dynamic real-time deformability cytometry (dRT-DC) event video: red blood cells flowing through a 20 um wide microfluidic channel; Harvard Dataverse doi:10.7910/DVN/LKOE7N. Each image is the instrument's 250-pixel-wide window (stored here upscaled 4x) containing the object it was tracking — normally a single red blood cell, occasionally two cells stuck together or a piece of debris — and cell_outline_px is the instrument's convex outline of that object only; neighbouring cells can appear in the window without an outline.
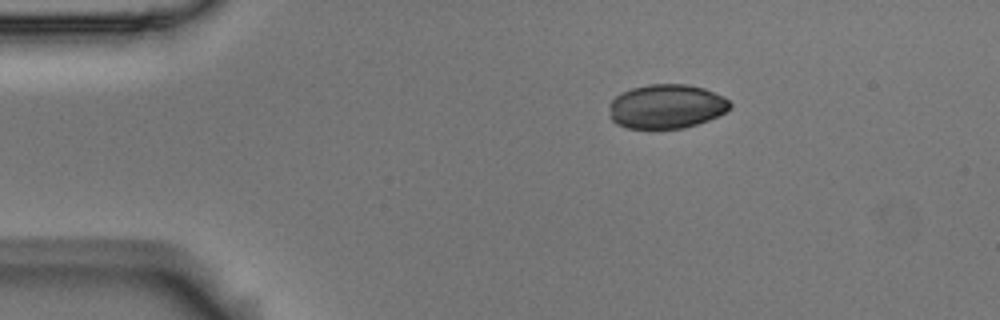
{"species": "Egyptian fruit bat (a non-hibernating species)", "species_latin": "Rousettus aegyptiacus", "temperature_condition": "room temperature", "stored_images_in_passage": 2, "camera_frame_rate_fps": 3000, "um_per_image_px": 0.085, "animal": {"sex": "male"}, "frame": {"image": 1, "passage_image": 1, "time_ms": 0.0, "image_size_px": [1000, 320], "cell_outline_px": [[732, 108], [708, 120], [684, 128], [624, 128], [616, 124], [608, 116], [608, 104], [620, 92], [632, 88], [648, 84], [684, 84], [704, 88], [724, 96], [732, 104]], "centroid_in_image_um": [56.6, 9.04], "position_along_channel_um": 28.4, "area_um2": 31.39}}